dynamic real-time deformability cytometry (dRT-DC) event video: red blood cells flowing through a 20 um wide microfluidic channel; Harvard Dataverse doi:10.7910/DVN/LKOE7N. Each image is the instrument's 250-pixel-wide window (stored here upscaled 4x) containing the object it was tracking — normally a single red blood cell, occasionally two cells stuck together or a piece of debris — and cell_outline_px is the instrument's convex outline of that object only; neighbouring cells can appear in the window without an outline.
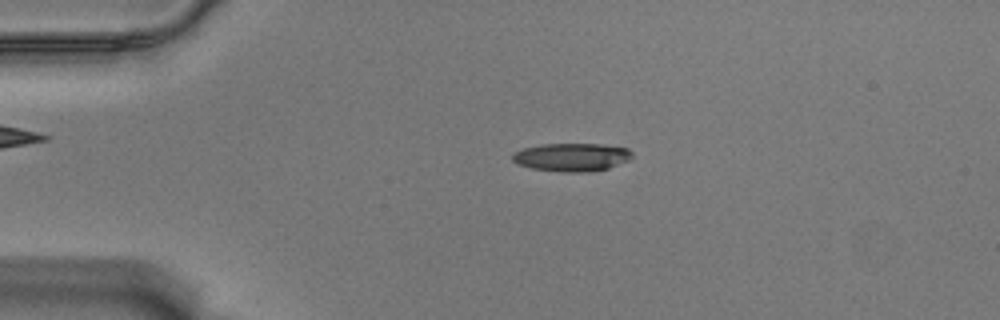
{"species": "Egyptian fruit bat (a non-hibernating species)", "species_latin": "Rousettus aegyptiacus", "temperature_condition": "warm", "stored_images_in_passage": 49, "camera_frame_rate_fps": 3000, "um_per_image_px": 0.085, "animal": {"sex": "male"}, "frame": {"image": 1, "passage_image": 5, "time_ms": 1.333, "image_size_px": [1000, 320], "cell_outline_px": [[632, 156], [628, 160], [608, 168], [584, 172], [564, 172], [532, 168], [516, 164], [512, 160], [512, 156], [516, 152], [524, 148], [544, 144], [600, 144], [628, 148], [632, 152]], "centroid_in_image_um": [48.59, 13.35], "position_along_channel_um": 36.4, "area_um2": 19.42}}
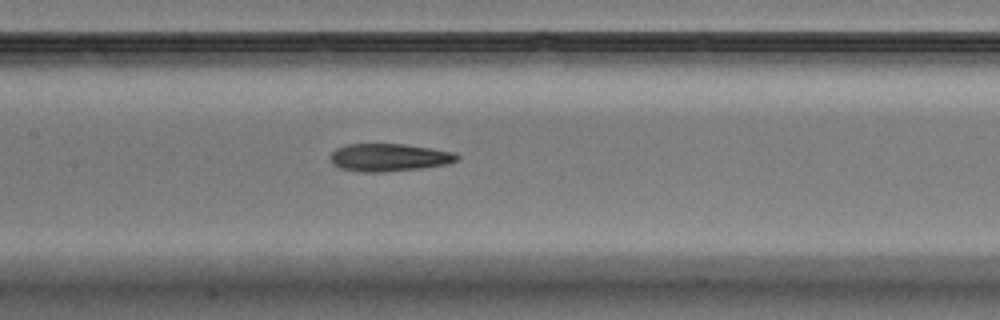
{"frame": {"image": 2, "passage_image": 20, "time_ms": 6.333, "image_size_px": [1000, 320], "cell_outline_px": [[460, 160], [444, 164], [420, 168], [380, 172], [364, 172], [340, 168], [332, 164], [328, 160], [328, 156], [336, 148], [344, 144], [404, 144], [432, 148], [452, 152], [460, 156]], "centroid_in_image_um": [33.01, 13.37], "position_along_channel_um": 174.4, "area_um2": 20.52}}
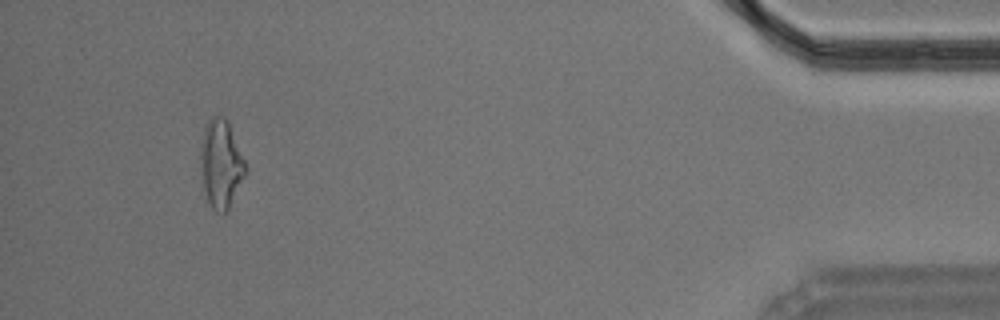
{"frame": {"image": 3, "passage_image": 46, "time_ms": 15.0, "image_size_px": [1000, 320], "cell_outline_px": [[248, 172], [228, 208], [224, 212], [216, 212], [212, 208], [208, 200], [204, 188], [200, 168], [200, 148], [204, 124], [212, 116], [224, 116], [228, 120], [248, 168]], "centroid_in_image_um": [18.79, 13.88], "position_along_channel_um": 416.4, "area_um2": 23.35}, "authors_computed_cell_mechanics": {"area_um2": 20.519, "velocity_mm_per_s": 3.5418, "shape_relaxation_time_tau1_ms": 8.4973, "shape_relaxation_time_tau2_ms": 6.4762, "deformation_change_tau1": 0.2367, "deformation_change_tau2": 0.197}}